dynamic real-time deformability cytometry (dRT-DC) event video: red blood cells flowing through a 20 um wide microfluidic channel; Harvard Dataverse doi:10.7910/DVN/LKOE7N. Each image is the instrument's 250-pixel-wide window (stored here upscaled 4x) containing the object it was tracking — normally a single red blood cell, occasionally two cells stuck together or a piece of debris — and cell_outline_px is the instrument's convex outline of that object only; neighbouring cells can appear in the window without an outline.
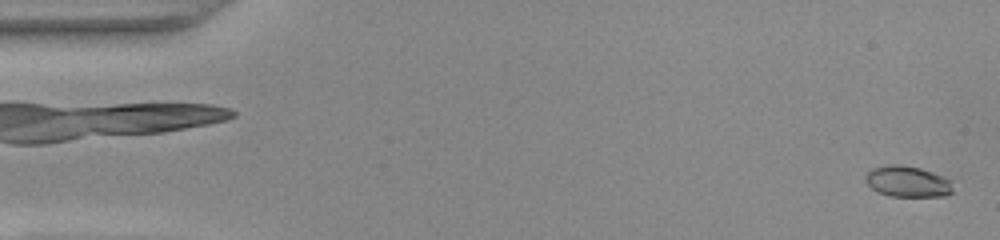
{"species": "common noctule bat (a hibernating species)", "species_latin": "Nyctalus noctula", "temperature_condition": "warm", "stored_images_in_passage": 52, "camera_frame_rate_fps": 3000, "um_per_image_px": 0.085, "animal": {"sex": "female", "body_mass_g": 22.0, "forearm_length_mm": 56.7}, "frame": {"image": 1, "passage_image": 1, "time_ms": 0.0, "image_size_px": [1000, 240], "cell_outline_px": [[952, 192], [944, 196], [888, 196], [876, 192], [864, 180], [868, 172], [872, 168], [888, 164], [900, 164], [920, 168], [944, 176], [948, 180], [952, 188]], "centroid_in_image_um": [77.1, 15.42], "position_along_channel_um": 7.9, "area_um2": 15.78}}
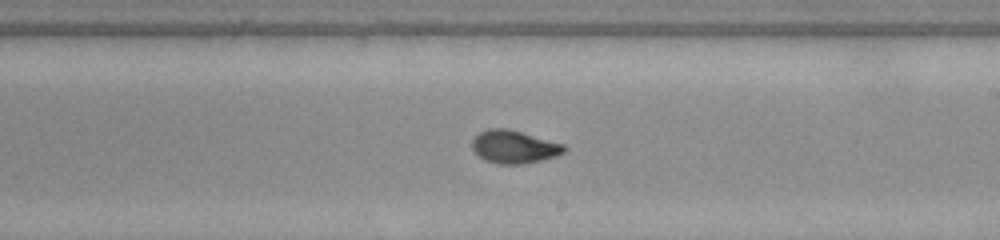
{"frame": {"image": 2, "passage_image": 30, "time_ms": 9.667, "image_size_px": [1000, 240], "cell_outline_px": [[568, 148], [564, 152], [556, 156], [524, 164], [500, 164], [484, 160], [472, 148], [472, 140], [480, 132], [488, 128], [504, 128], [520, 132], [564, 144]], "centroid_in_image_um": [43.7, 12.49], "position_along_channel_um": 245.3, "area_um2": 17.46}}
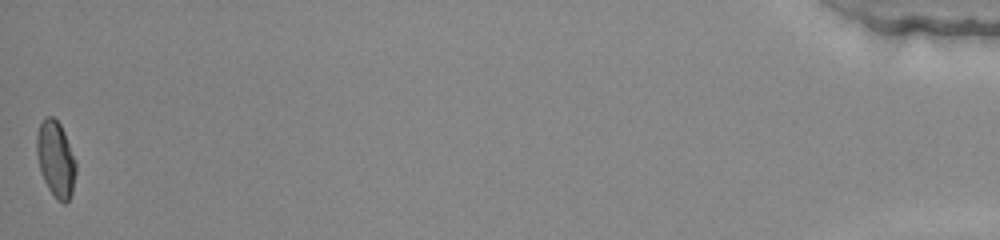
{"frame": {"image": 3, "passage_image": 52, "time_ms": 17.0, "image_size_px": [1000, 240], "cell_outline_px": [[76, 172], [72, 192], [68, 200], [64, 204], [56, 200], [48, 188], [44, 180], [40, 168], [36, 152], [36, 136], [40, 124], [44, 116], [52, 116], [60, 124], [64, 132], [76, 164]], "centroid_in_image_um": [4.73, 13.52], "position_along_channel_um": 430.5, "area_um2": 17.22}, "authors_computed_cell_mechanics": {"area_um2": 17.1955, "velocity_mm_per_s": 3.9098, "shape_relaxation_time_tau1_ms": 7.7588, "shape_relaxation_time_tau2_ms": 0.9718, "deformation_change_tau1": 0.2446, "deformation_change_tau2": 0.0544}}